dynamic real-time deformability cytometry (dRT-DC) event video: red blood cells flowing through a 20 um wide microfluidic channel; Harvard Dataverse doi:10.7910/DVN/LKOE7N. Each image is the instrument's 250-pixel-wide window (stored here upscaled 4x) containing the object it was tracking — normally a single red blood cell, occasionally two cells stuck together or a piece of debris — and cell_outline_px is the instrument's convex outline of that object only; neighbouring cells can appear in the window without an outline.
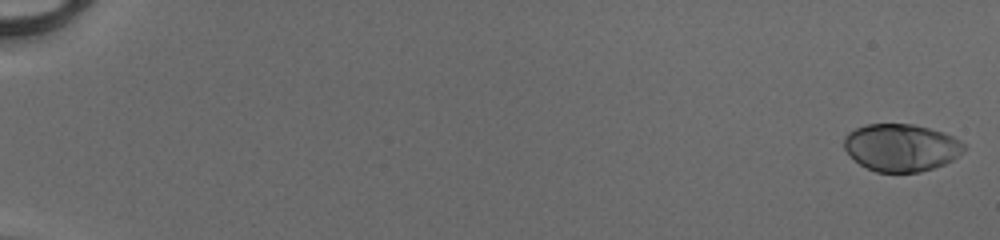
{"species": "human", "species_latin": "Homo sapiens", "temperature_condition": "cold", "stored_images_in_passage": 52, "camera_frame_rate_fps": 3000, "um_per_image_px": 0.085, "donor": {"sex": "male"}, "frame": {"image": 1, "passage_image": 1, "time_ms": 0.0, "image_size_px": [1000, 240], "cell_outline_px": [[964, 152], [952, 160], [944, 164], [920, 172], [876, 172], [860, 164], [844, 148], [844, 136], [848, 132], [856, 128], [868, 124], [912, 124], [944, 132], [960, 140], [964, 144]], "centroid_in_image_um": [76.61, 12.54], "position_along_channel_um": 8.4, "area_um2": 33.0}}
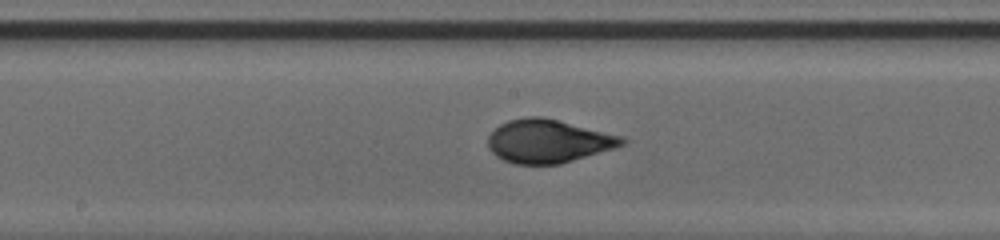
{"frame": {"image": 2, "passage_image": 30, "time_ms": 9.667, "image_size_px": [1000, 240], "cell_outline_px": [[628, 140], [624, 144], [616, 148], [560, 164], [512, 164], [496, 156], [488, 148], [488, 136], [500, 124], [508, 120], [528, 116], [544, 116], [624, 136]], "centroid_in_image_um": [46.63, 11.99], "position_along_channel_um": 201.6, "area_um2": 34.22}}
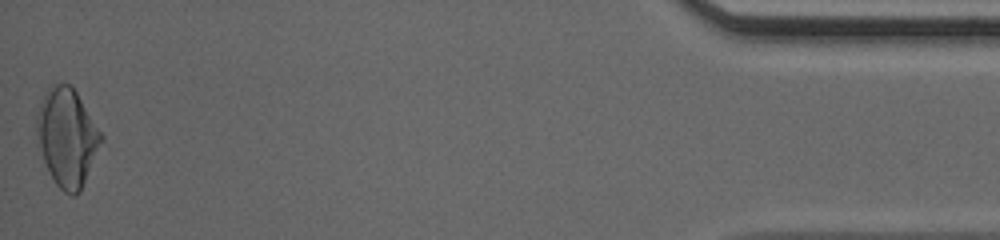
{"frame": {"image": 3, "passage_image": 52, "time_ms": 17.0, "image_size_px": [1000, 240], "cell_outline_px": [[104, 140], [80, 192], [72, 196], [64, 192], [56, 184], [44, 160], [36, 132], [36, 116], [40, 100], [48, 88], [52, 84], [68, 84], [76, 92], [104, 136]], "centroid_in_image_um": [5.72, 11.67], "position_along_channel_um": 429.5, "area_um2": 36.53}, "authors_computed_cell_mechanics": {"area_um2": 33.1483, "velocity_mm_per_s": 4.17, "shape_relaxation_time_tau1_ms": 3.6154, "shape_relaxation_time_tau2_ms": null, "deformation_change_tau1": 0.1759, "deformation_change_tau2": null}}